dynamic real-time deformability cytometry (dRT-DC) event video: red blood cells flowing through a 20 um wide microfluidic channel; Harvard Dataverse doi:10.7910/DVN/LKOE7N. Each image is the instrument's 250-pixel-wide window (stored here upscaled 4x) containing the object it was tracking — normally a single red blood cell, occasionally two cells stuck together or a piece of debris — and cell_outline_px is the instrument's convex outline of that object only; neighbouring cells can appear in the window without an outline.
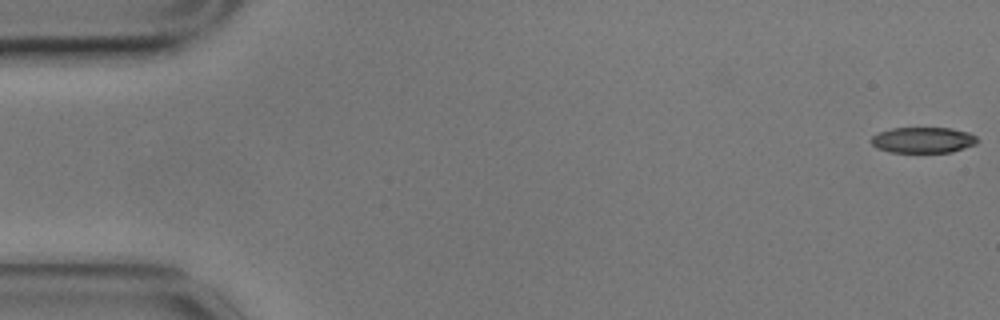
{"species": "common noctule bat (a hibernating species)", "species_latin": "Nyctalus noctula", "temperature_condition": "cold", "stored_images_in_passage": 58, "camera_frame_rate_fps": 3000, "um_per_image_px": 0.085, "animal": {"sex": "male", "body_mass_g": 17.9}, "frame": {"image": 1, "passage_image": 1, "time_ms": 0.0, "image_size_px": [1000, 320], "cell_outline_px": [[980, 140], [976, 144], [952, 152], [888, 152], [876, 148], [872, 144], [872, 136], [880, 132], [892, 128], [952, 128], [968, 132], [976, 136]], "centroid_in_image_um": [78.49, 11.9], "position_along_channel_um": 6.5, "area_um2": 16.01}}
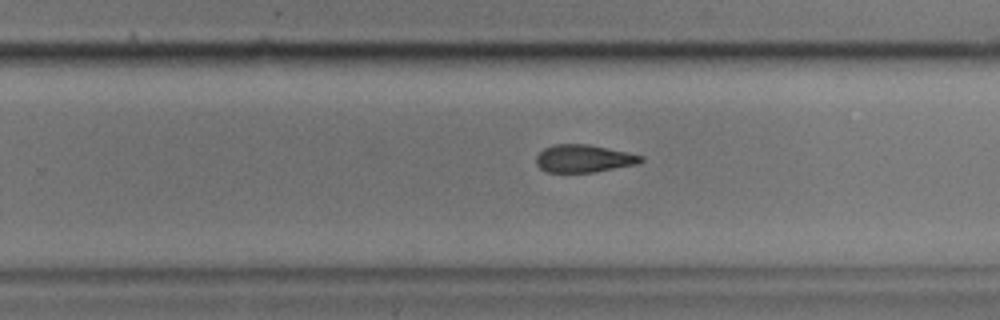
{"frame": {"image": 2, "passage_image": 36, "time_ms": 11.667, "image_size_px": [1000, 320], "cell_outline_px": [[644, 160], [640, 164], [596, 172], [548, 172], [540, 168], [536, 164], [536, 156], [544, 148], [552, 144], [588, 144], [628, 152], [644, 156]], "centroid_in_image_um": [49.66, 13.47], "position_along_channel_um": 280.1, "area_um2": 17.11}}
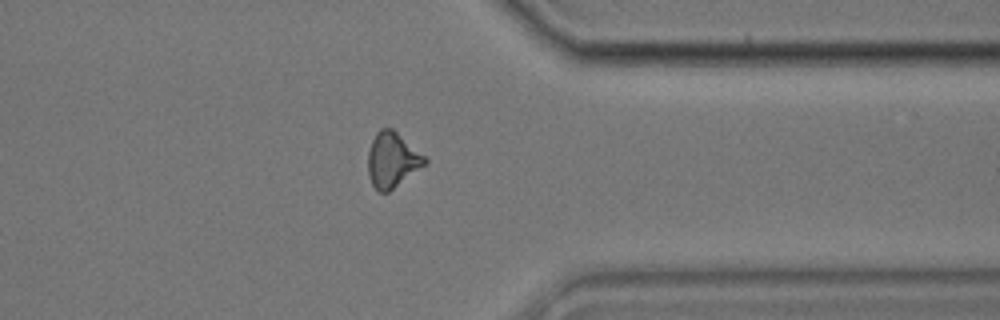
{"frame": {"image": 3, "passage_image": 45, "time_ms": 14.667, "image_size_px": [1000, 320], "cell_outline_px": [[428, 160], [424, 164], [388, 192], [380, 192], [372, 184], [368, 176], [368, 152], [372, 140], [376, 132], [380, 128], [392, 128], [424, 156]], "centroid_in_image_um": [33.29, 13.58], "position_along_channel_um": 378.1, "area_um2": 17.74}, "authors_computed_cell_mechanics": {"area_um2": 17.7446, "velocity_mm_per_s": 3.5057, "shape_relaxation_time_tau1_ms": 11.2331, "shape_relaxation_time_tau2_ms": 6.1504, "deformation_change_tau1": 0.2322, "deformation_change_tau2": 0.1637}}